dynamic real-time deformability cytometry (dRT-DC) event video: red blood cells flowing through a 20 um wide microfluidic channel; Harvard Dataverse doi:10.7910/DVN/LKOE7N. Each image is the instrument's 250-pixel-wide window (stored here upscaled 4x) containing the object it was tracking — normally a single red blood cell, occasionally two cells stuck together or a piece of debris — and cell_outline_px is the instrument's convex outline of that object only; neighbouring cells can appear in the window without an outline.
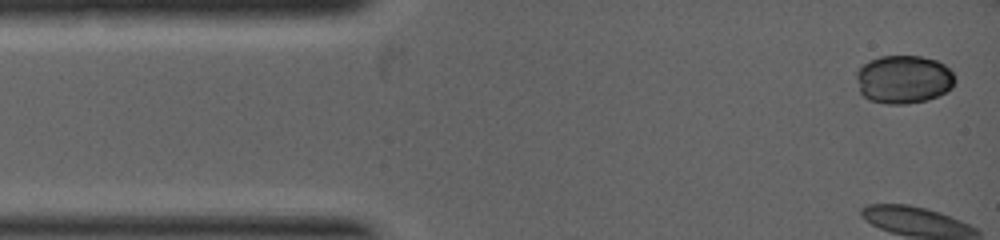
{"species": "common noctule bat (a hibernating species)", "species_latin": "Nyctalus noctula", "temperature_condition": "warm", "stored_images_in_passage": 8, "camera_frame_rate_fps": 5000, "um_per_image_px": 0.085, "animal": {"sex": "female", "body_mass_g": 19.0, "forearm_length_mm": 53.3}, "frame": {"image": 1, "passage_image": 1, "time_ms": 0.0, "image_size_px": [1000, 240], "cell_outline_px": [[956, 80], [952, 88], [928, 100], [908, 104], [888, 104], [868, 100], [860, 92], [856, 76], [856, 72], [868, 60], [880, 56], [920, 56], [936, 60], [944, 64], [956, 76]], "centroid_in_image_um": [76.81, 6.75], "position_along_channel_um": 8.2, "area_um2": 27.92}}